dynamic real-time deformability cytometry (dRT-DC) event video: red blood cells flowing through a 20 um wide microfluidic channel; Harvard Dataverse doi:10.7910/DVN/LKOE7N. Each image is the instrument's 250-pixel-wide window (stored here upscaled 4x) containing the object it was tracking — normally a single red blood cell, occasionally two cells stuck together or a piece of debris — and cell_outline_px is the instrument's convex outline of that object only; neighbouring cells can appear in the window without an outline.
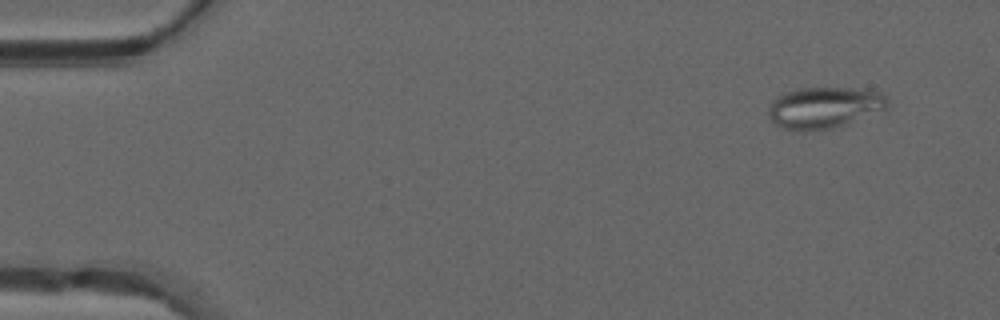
{"species": "common noctule bat (a hibernating species)", "species_latin": "Nyctalus noctula", "temperature_condition": "warm", "stored_images_in_passage": 49, "camera_frame_rate_fps": 3000, "um_per_image_px": 0.085, "animal": {"sex": "male", "forearm_length_mm": 52.5}, "frame": {"image": 1, "passage_image": 4, "time_ms": 1.0, "image_size_px": [1000, 320], "cell_outline_px": [[888, 108], [848, 124], [832, 128], [804, 132], [800, 132], [784, 128], [776, 124], [768, 116], [768, 104], [776, 96], [784, 92], [800, 88], [860, 88], [880, 92], [888, 100]], "centroid_in_image_um": [70.04, 9.15], "position_along_channel_um": 15.0, "area_um2": 29.13}}
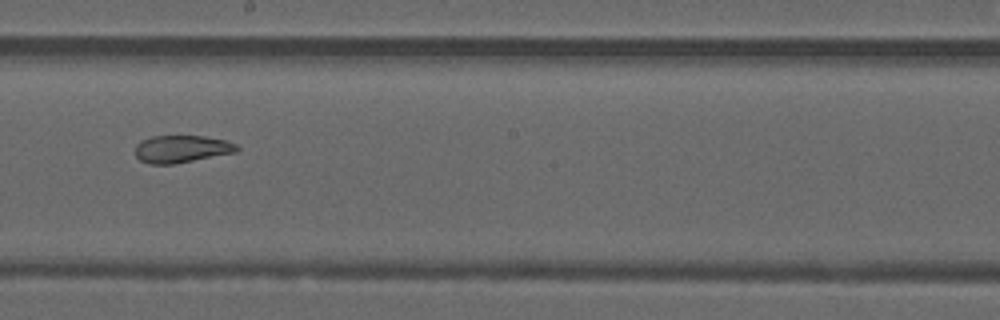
{"frame": {"image": 2, "passage_image": 28, "time_ms": 9.0, "image_size_px": [1000, 320], "cell_outline_px": [[240, 148], [236, 152], [172, 164], [148, 164], [140, 160], [136, 156], [136, 144], [140, 140], [152, 136], [204, 136], [224, 140], [236, 144]], "centroid_in_image_um": [15.4, 12.66], "position_along_channel_um": 232.8, "area_um2": 16.13}}
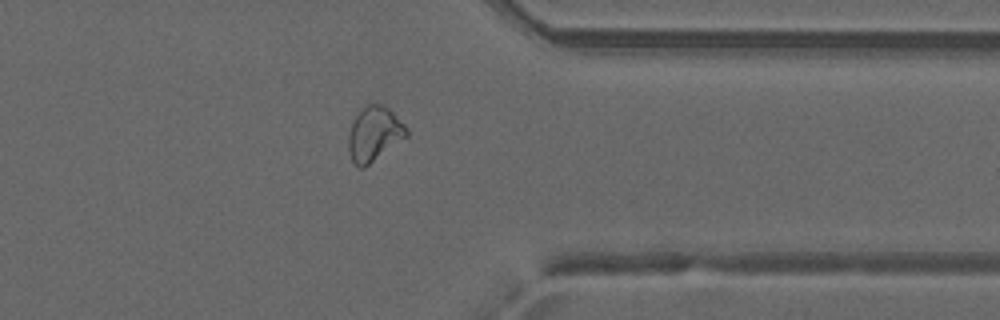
{"frame": {"image": 3, "passage_image": 39, "time_ms": 12.667, "image_size_px": [1000, 320], "cell_outline_px": [[408, 136], [364, 168], [360, 168], [352, 160], [348, 148], [348, 136], [352, 124], [356, 116], [368, 104], [380, 104], [388, 108], [408, 128]], "centroid_in_image_um": [31.82, 11.4], "position_along_channel_um": 379.6, "area_um2": 18.15}, "authors_computed_cell_mechanics": {"area_um2": 21.3282, "velocity_mm_per_s": 4.1964, "shape_relaxation_time_tau1_ms": null, "shape_relaxation_time_tau2_ms": 2.1121, "deformation_change_tau1": null, "deformation_change_tau2": 0.0872}}